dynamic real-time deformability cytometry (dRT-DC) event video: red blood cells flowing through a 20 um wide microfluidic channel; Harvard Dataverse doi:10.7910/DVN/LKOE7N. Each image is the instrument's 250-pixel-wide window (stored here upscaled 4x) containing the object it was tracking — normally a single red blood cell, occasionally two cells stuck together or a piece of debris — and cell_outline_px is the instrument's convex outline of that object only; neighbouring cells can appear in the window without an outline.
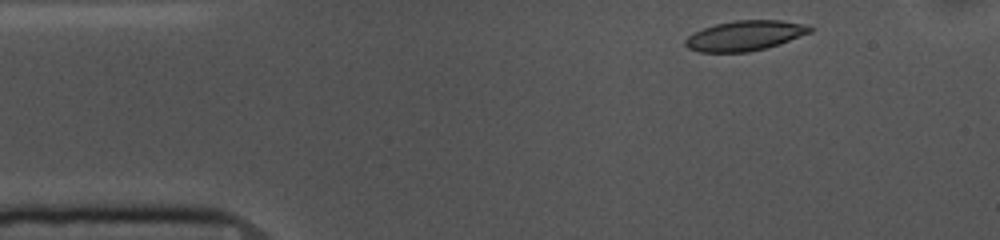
{"species": "common noctule bat (a hibernating species)", "species_latin": "Nyctalus noctula", "temperature_condition": "cold", "stored_images_in_passage": 49, "camera_frame_rate_fps": 3000, "um_per_image_px": 0.085, "animal": {"sex": "female", "body_mass_g": 10.0, "forearm_length_mm": 53.1}, "frame": {"image": 1, "passage_image": 2, "time_ms": 0.333, "image_size_px": [1000, 240], "cell_outline_px": [[816, 28], [812, 32], [780, 44], [748, 52], [700, 52], [688, 48], [684, 44], [684, 40], [688, 36], [704, 28], [716, 24], [736, 20], [780, 20], [808, 24]], "centroid_in_image_um": [63.38, 3.02], "position_along_channel_um": 21.6, "area_um2": 21.91}}
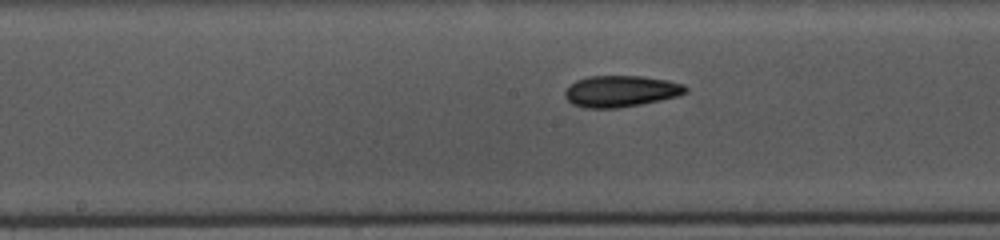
{"frame": {"image": 2, "passage_image": 21, "time_ms": 6.667, "image_size_px": [1000, 240], "cell_outline_px": [[688, 92], [676, 96], [660, 100], [620, 108], [584, 108], [572, 104], [564, 96], [564, 92], [576, 80], [588, 76], [644, 76], [668, 80], [684, 84], [688, 88]], "centroid_in_image_um": [52.78, 7.75], "position_along_channel_um": 195.4, "area_um2": 22.14}}
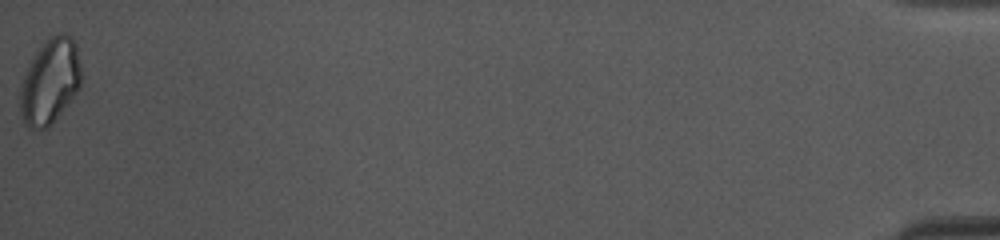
{"frame": {"image": 3, "passage_image": 49, "time_ms": 16.0, "image_size_px": [1000, 240], "cell_outline_px": [[80, 88], [52, 124], [48, 128], [28, 128], [24, 124], [20, 112], [20, 88], [24, 76], [36, 52], [44, 40], [48, 36], [60, 32], [64, 32], [72, 36], [76, 44], [80, 64]], "centroid_in_image_um": [4.26, 6.9], "position_along_channel_um": 430.9, "area_um2": 30.4}, "authors_computed_cell_mechanics": {"area_um2": 21.964, "velocity_mm_per_s": 3.6643, "shape_relaxation_time_tau1_ms": 6.3112, "shape_relaxation_time_tau2_ms": null, "deformation_change_tau1": 0.1467, "deformation_change_tau2": null}}